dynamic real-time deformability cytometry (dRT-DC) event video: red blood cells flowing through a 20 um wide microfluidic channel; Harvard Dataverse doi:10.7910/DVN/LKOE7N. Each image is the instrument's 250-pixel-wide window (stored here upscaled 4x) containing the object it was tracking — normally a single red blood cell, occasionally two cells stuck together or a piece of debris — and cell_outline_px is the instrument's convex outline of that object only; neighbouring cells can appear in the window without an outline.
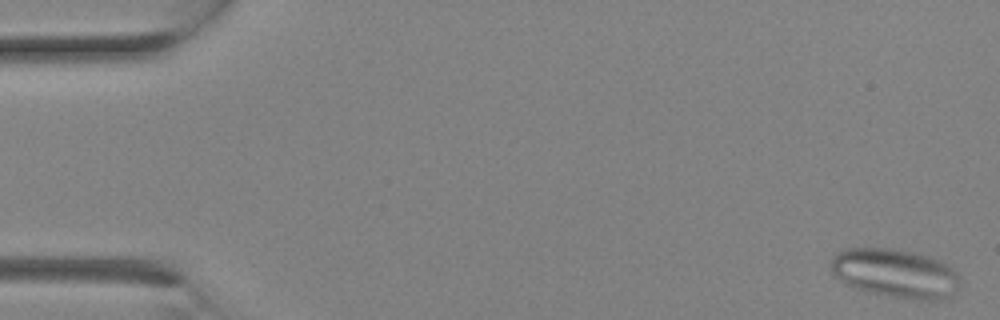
{"species": "Egyptian fruit bat (a non-hibernating species)", "species_latin": "Rousettus aegyptiacus", "temperature_condition": "room temperature", "stored_images_in_passage": 13, "segment_of_instrument_passage": [1, 2], "camera_frame_rate_fps": 3000, "um_per_image_px": 0.085, "animal": {"sex": "female"}, "frame": {"image": 1, "passage_image": 1, "time_ms": 0.0, "image_size_px": [1000, 320], "cell_outline_px": [[960, 288], [956, 292], [944, 300], [912, 300], [852, 288], [832, 276], [832, 256], [836, 252], [844, 248], [892, 248], [912, 252], [928, 256], [940, 260], [952, 268], [960, 276]], "centroid_in_image_um": [76.11, 23.24], "position_along_channel_um": 8.9, "area_um2": 37.34}}